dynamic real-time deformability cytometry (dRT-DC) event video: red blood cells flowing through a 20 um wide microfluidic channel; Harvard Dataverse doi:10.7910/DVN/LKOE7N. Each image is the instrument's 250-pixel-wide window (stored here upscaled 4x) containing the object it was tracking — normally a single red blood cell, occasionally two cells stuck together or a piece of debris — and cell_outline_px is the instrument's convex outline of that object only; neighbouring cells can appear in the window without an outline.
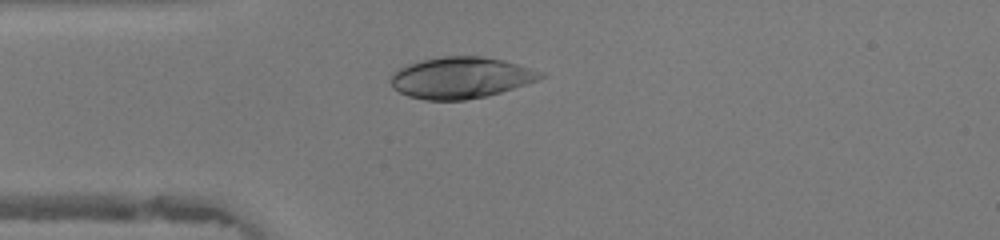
{"species": "human", "species_latin": "Homo sapiens", "temperature_condition": "warm", "stored_images_in_passage": 46, "camera_frame_rate_fps": 3000, "um_per_image_px": 0.085, "donor": {"sex": "female"}, "frame": {"image": 1, "passage_image": 12, "time_ms": 3.667, "image_size_px": [1000, 240], "cell_outline_px": [[544, 76], [528, 84], [488, 96], [464, 100], [424, 100], [408, 96], [392, 88], [388, 80], [400, 68], [408, 64], [424, 60], [444, 56], [480, 56], [500, 60], [516, 64], [544, 72]], "centroid_in_image_um": [39.15, 6.62], "position_along_channel_um": 45.8, "area_um2": 35.89}}
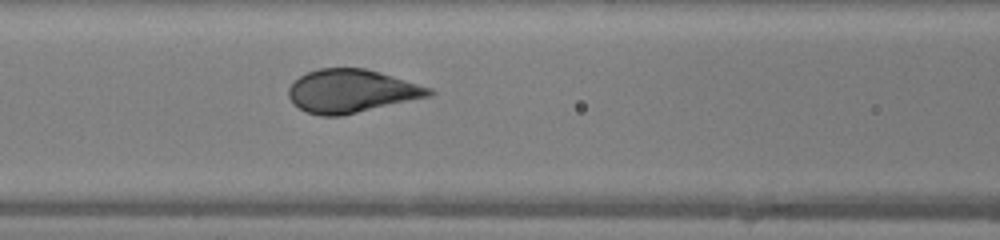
{"frame": {"image": 2, "passage_image": 19, "time_ms": 6.0, "image_size_px": [1000, 240], "cell_outline_px": [[436, 92], [432, 96], [340, 116], [320, 116], [308, 112], [300, 108], [288, 96], [288, 88], [300, 76], [308, 72], [320, 68], [364, 68], [380, 72], [432, 88]], "centroid_in_image_um": [29.91, 7.74], "position_along_channel_um": 136.7, "area_um2": 35.2}}
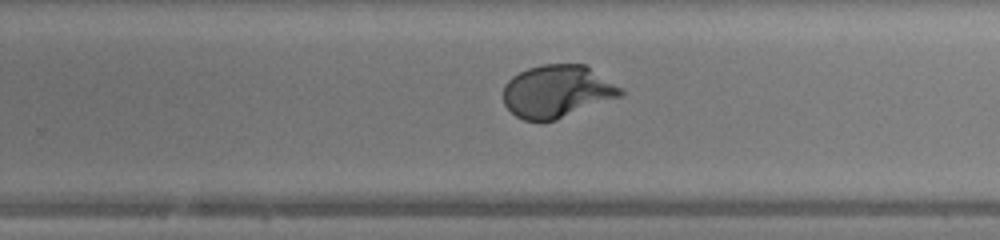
{"frame": {"image": 3, "passage_image": 29, "time_ms": 9.333, "image_size_px": [1000, 240], "cell_outline_px": [[624, 96], [556, 120], [524, 120], [516, 116], [504, 104], [504, 84], [512, 76], [528, 68], [544, 64], [588, 64], [624, 88]], "centroid_in_image_um": [47.44, 7.75], "position_along_channel_um": 282.4, "area_um2": 36.47}, "authors_computed_cell_mechanics": {"area_um2": 36.8475, "velocity_mm_per_s": 4.3907, "shape_relaxation_time_tau1_ms": 2.756, "shape_relaxation_time_tau2_ms": null, "deformation_change_tau1": 0.2188, "deformation_change_tau2": null}}